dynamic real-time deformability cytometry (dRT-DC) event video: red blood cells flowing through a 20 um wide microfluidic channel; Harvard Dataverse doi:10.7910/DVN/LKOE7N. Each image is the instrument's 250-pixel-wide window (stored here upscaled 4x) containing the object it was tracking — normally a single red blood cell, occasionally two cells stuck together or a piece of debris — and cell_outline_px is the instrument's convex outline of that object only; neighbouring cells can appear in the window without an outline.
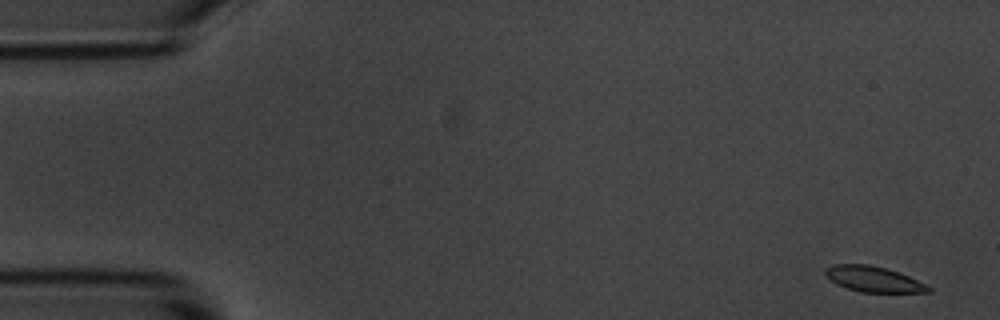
{"species": "common noctule bat (a hibernating species)", "species_latin": "Nyctalus noctula", "temperature_condition": "room temperature", "stored_images_in_passage": 6, "camera_frame_rate_fps": 3000, "um_per_image_px": 0.085, "animal": {"sex": "male", "body_mass_g": 20.1, "forearm_length_mm": 53.5}, "frame": {"image": 1, "passage_image": 1, "time_ms": 0.0, "image_size_px": [1000, 320], "cell_outline_px": [[932, 292], [860, 292], [836, 284], [824, 276], [824, 268], [832, 264], [868, 264], [900, 272], [932, 288]], "centroid_in_image_um": [74.18, 23.72], "position_along_channel_um": 10.8, "area_um2": 15.37}}
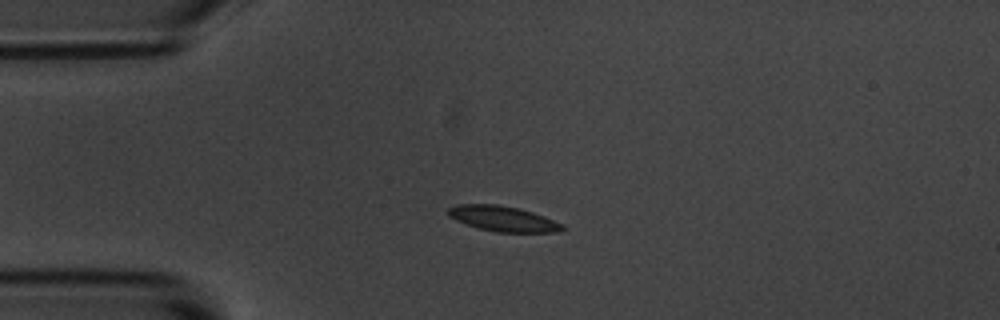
{"frame": {"image": 2, "passage_image": 4, "time_ms": 3.667, "image_size_px": [1000, 320], "cell_outline_px": [[568, 228], [556, 232], [496, 232], [480, 228], [456, 220], [448, 216], [448, 208], [456, 204], [500, 204], [520, 208], [544, 216], [564, 224]], "centroid_in_image_um": [42.79, 18.58], "position_along_channel_um": 42.2, "area_um2": 16.94}}